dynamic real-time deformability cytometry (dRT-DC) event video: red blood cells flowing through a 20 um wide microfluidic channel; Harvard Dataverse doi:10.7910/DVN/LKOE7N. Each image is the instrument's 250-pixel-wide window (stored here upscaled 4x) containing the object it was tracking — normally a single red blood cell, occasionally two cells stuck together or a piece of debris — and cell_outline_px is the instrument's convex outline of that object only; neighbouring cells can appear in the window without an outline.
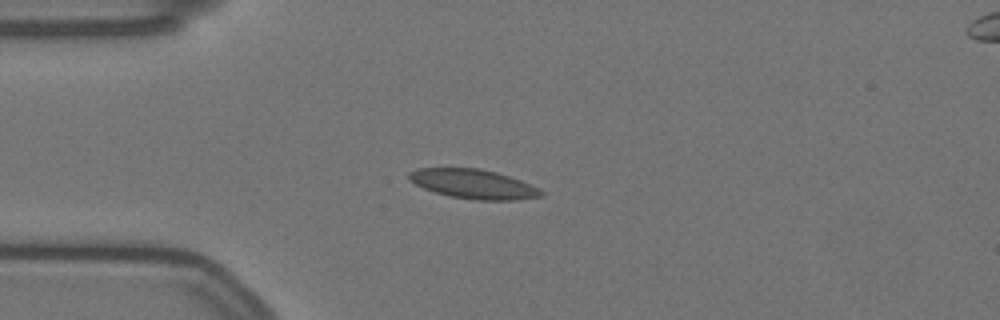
{"species": "Egyptian fruit bat (a non-hibernating species)", "species_latin": "Rousettus aegyptiacus", "temperature_condition": "warm", "stored_images_in_passage": 44, "camera_frame_rate_fps": 3000, "um_per_image_px": 0.085, "animal": {"sex": "female"}, "frame": {"image": 1, "passage_image": 1, "time_ms": 0.0, "image_size_px": [1000, 320], "cell_outline_px": [[544, 196], [516, 200], [476, 200], [448, 196], [424, 188], [408, 180], [408, 172], [416, 168], [480, 168], [496, 172], [520, 180], [540, 188], [544, 192]], "centroid_in_image_um": [40.24, 15.64], "position_along_channel_um": 44.8, "area_um2": 22.72}}
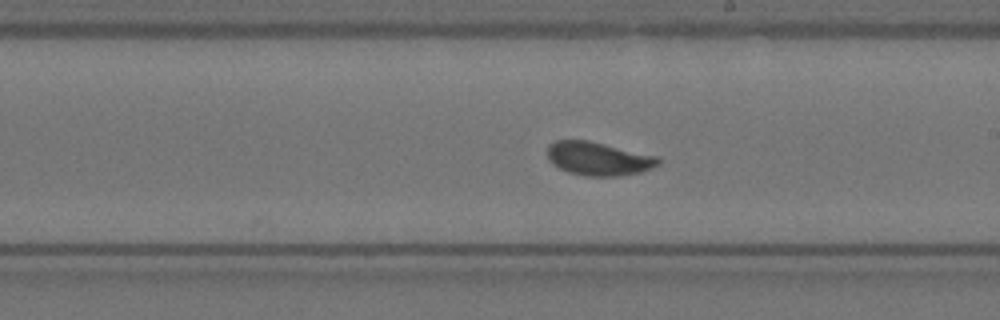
{"frame": {"image": 2, "passage_image": 19, "time_ms": 6.0, "image_size_px": [1000, 320], "cell_outline_px": [[660, 164], [652, 168], [640, 172], [620, 176], [584, 176], [568, 172], [552, 164], [548, 160], [548, 144], [556, 140], [588, 140], [660, 156]], "centroid_in_image_um": [50.89, 13.48], "position_along_channel_um": 238.1, "area_um2": 21.91}}
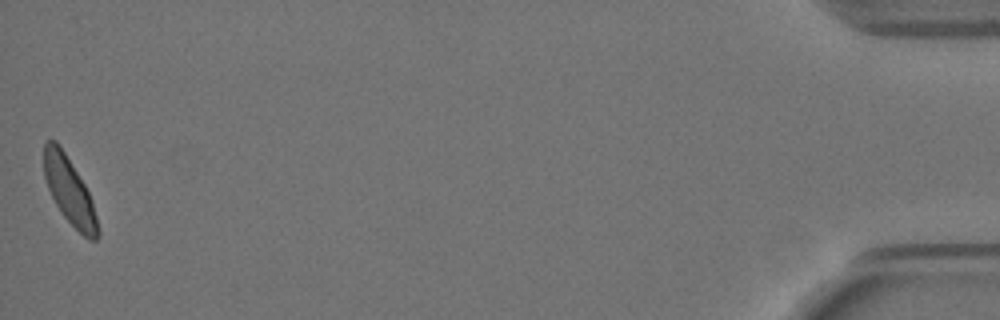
{"frame": {"image": 3, "passage_image": 44, "time_ms": 14.333, "image_size_px": [1000, 320], "cell_outline_px": [[100, 236], [96, 240], [88, 240], [64, 216], [56, 204], [48, 188], [44, 176], [44, 144], [48, 140], [56, 140], [60, 144], [84, 184], [92, 200], [100, 232]], "centroid_in_image_um": [5.91, 16.22], "position_along_channel_um": 429.3, "area_um2": 20.69}, "authors_computed_cell_mechanics": {"area_um2": 21.4438, "velocity_mm_per_s": 3.4837, "shape_relaxation_time_tau1_ms": 3.2799, "shape_relaxation_time_tau2_ms": null, "deformation_change_tau1": 0.1118, "deformation_change_tau2": null}}